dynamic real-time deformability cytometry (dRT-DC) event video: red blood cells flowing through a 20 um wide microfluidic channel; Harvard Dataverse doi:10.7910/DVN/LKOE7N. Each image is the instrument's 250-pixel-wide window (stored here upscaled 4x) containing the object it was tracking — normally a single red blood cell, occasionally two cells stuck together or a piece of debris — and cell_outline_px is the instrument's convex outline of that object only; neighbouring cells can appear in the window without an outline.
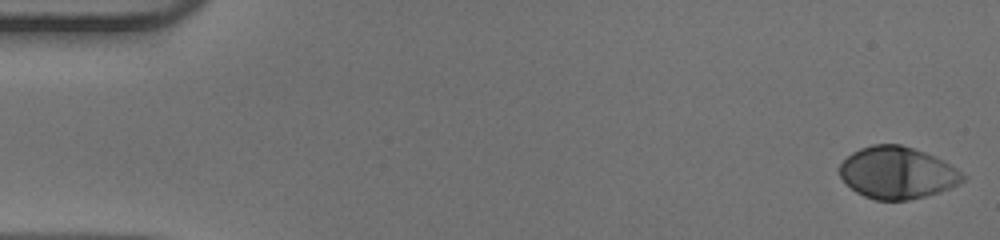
{"species": "human", "species_latin": "Homo sapiens", "temperature_condition": "warm", "stored_images_in_passage": 51, "camera_frame_rate_fps": 3000, "um_per_image_px": 0.085, "donor": {"sex": "male"}, "frame": {"image": 1, "passage_image": 1, "time_ms": 0.0, "image_size_px": [1000, 240], "cell_outline_px": [[968, 176], [964, 180], [940, 192], [908, 200], [876, 200], [864, 196], [856, 192], [840, 176], [836, 168], [852, 152], [860, 148], [872, 144], [900, 144], [936, 156], [944, 160]], "centroid_in_image_um": [76.26, 14.67], "position_along_channel_um": 8.7, "area_um2": 37.34}}
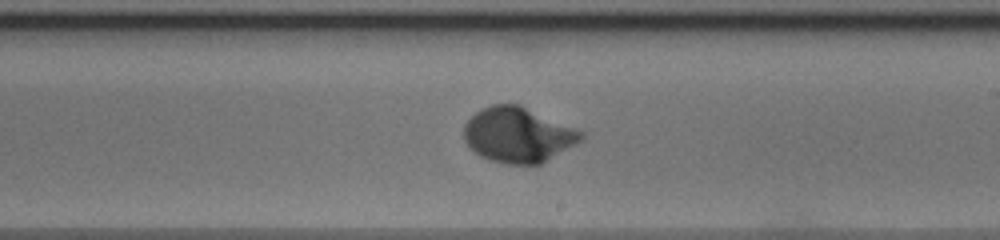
{"frame": {"image": 2, "passage_image": 30, "time_ms": 9.667, "image_size_px": [1000, 240], "cell_outline_px": [[584, 136], [580, 140], [540, 164], [504, 164], [480, 156], [468, 148], [464, 140], [464, 124], [476, 112], [492, 104], [520, 104], [584, 132]], "centroid_in_image_um": [43.98, 11.46], "position_along_channel_um": 245.0, "area_um2": 37.34}}
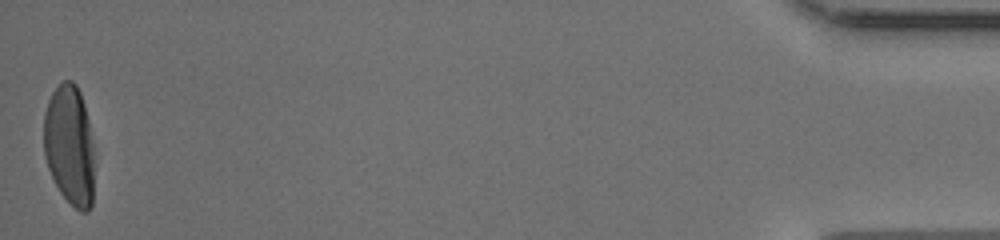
{"frame": {"image": 3, "passage_image": 51, "time_ms": 16.667, "image_size_px": [1000, 240], "cell_outline_px": [[92, 204], [88, 212], [80, 212], [60, 192], [48, 168], [44, 156], [44, 112], [48, 100], [52, 92], [64, 80], [72, 80], [76, 84], [80, 92], [84, 104], [88, 120], [92, 144]], "centroid_in_image_um": [5.88, 12.32], "position_along_channel_um": 429.3, "area_um2": 35.03}, "authors_computed_cell_mechanics": {"area_um2": 36.2984, "velocity_mm_per_s": 3.9735, "shape_relaxation_time_tau1_ms": 3.0994, "shape_relaxation_time_tau2_ms": null, "deformation_change_tau1": 0.2056, "deformation_change_tau2": null}}